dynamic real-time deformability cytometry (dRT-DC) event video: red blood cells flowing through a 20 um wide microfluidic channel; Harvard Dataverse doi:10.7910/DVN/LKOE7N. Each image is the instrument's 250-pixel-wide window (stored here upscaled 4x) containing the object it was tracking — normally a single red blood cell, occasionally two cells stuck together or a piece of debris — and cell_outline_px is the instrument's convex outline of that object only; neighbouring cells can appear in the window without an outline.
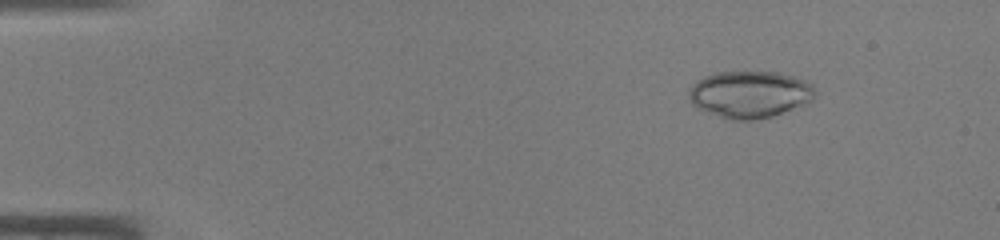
{"species": "common noctule bat (a hibernating species)", "species_latin": "Nyctalus noctula", "temperature_condition": "warm", "stored_images_in_passage": 40, "camera_frame_rate_fps": 3000, "um_per_image_px": 0.085, "animal": {"sex": "male", "body_mass_g": 19.0, "forearm_length_mm": 50.8}, "frame": {"image": 1, "passage_image": 1, "time_ms": 0.0, "image_size_px": [1000, 240], "cell_outline_px": [[816, 96], [812, 100], [772, 116], [756, 120], [732, 120], [708, 112], [692, 104], [688, 96], [688, 92], [692, 84], [696, 80], [704, 76], [716, 72], [776, 72], [808, 80], [812, 84], [816, 92]], "centroid_in_image_um": [63.73, 8.0], "position_along_channel_um": 21.3, "area_um2": 34.45}}
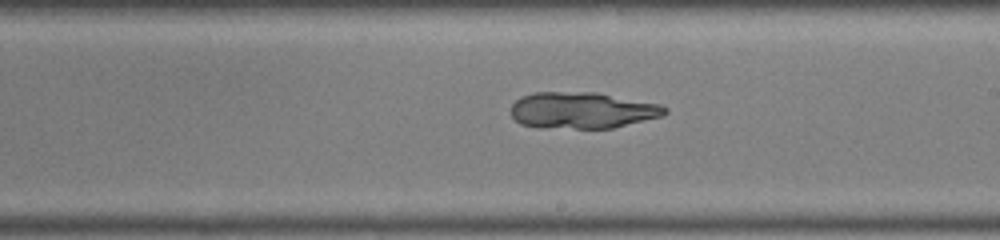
{"frame": {"image": 2, "passage_image": 22, "time_ms": 7.0, "image_size_px": [1000, 240], "cell_outline_px": [[668, 112], [660, 116], [612, 128], [540, 128], [520, 124], [512, 116], [512, 104], [520, 96], [536, 92], [596, 92], [660, 104], [668, 108]], "centroid_in_image_um": [49.46, 9.37], "position_along_channel_um": 239.5, "area_um2": 32.66}}
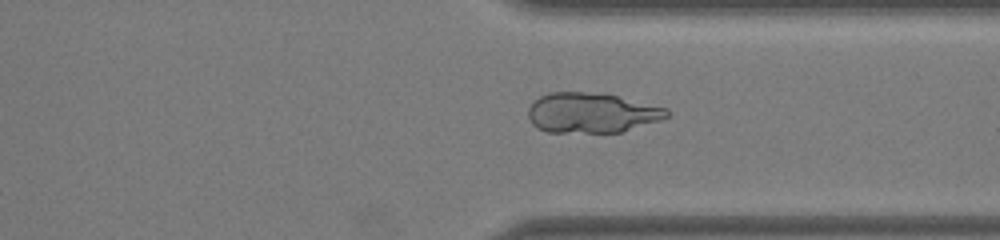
{"frame": {"image": 3, "passage_image": 30, "time_ms": 9.667, "image_size_px": [1000, 240], "cell_outline_px": [[672, 112], [668, 116], [660, 120], [620, 132], [548, 132], [536, 128], [532, 124], [528, 116], [528, 108], [540, 96], [548, 92], [584, 92], [616, 96], [668, 108]], "centroid_in_image_um": [50.27, 9.59], "position_along_channel_um": 361.1, "area_um2": 32.14}}